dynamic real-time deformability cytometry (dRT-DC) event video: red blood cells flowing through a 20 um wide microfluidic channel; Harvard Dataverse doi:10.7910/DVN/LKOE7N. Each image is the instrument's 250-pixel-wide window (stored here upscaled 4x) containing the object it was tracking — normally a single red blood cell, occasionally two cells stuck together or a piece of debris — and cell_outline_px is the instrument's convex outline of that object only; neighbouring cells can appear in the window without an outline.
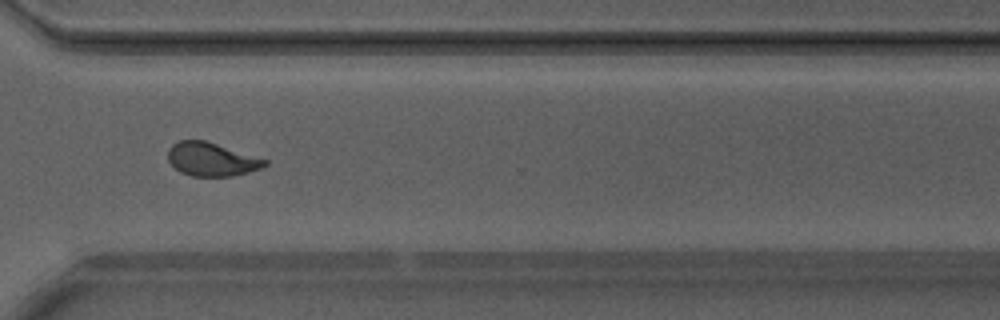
{"species": "Egyptian fruit bat (a non-hibernating species)", "species_latin": "Rousettus aegyptiacus", "temperature_condition": "warm", "stored_images_in_passage": 33, "camera_frame_rate_fps": 3000, "um_per_image_px": 0.085, "animal": {"sex": "male"}, "frame": {"image": 1, "passage_image": 28, "time_ms": 9.0, "image_size_px": [1000, 320], "cell_outline_px": [[268, 164], [260, 168], [248, 172], [232, 176], [192, 176], [180, 172], [168, 160], [168, 148], [172, 144], [180, 140], [204, 140], [268, 160]], "centroid_in_image_um": [17.96, 13.54], "position_along_channel_um": 352.6, "area_um2": 18.73}, "authors_computed_cell_mechanics": {"area_um2": 19.5364, "velocity_mm_per_s": 4.1888, "shape_relaxation_time_tau1_ms": 4.3533, "shape_relaxation_time_tau2_ms": 0.7604, "deformation_change_tau1": 0.1639, "deformation_change_tau2": 0.0634}}